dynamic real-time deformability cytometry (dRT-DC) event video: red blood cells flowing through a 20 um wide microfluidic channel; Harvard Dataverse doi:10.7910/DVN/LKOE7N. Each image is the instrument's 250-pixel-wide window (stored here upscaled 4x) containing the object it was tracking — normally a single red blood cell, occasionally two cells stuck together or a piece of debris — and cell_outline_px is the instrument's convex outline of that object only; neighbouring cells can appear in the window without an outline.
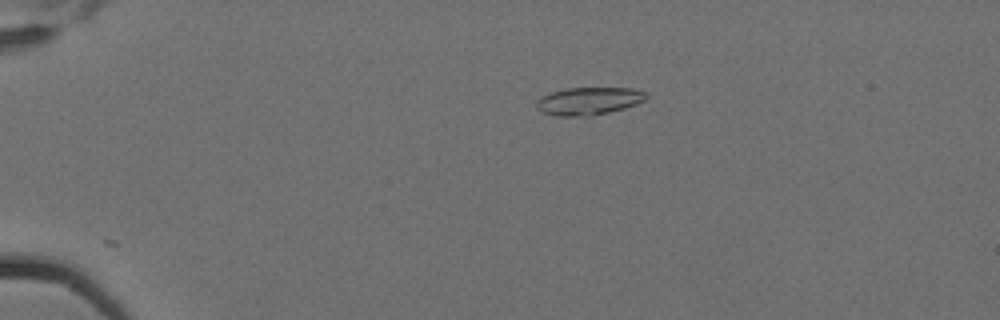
{"species": "Egyptian fruit bat (a non-hibernating species)", "species_latin": "Rousettus aegyptiacus", "temperature_condition": "cold", "stored_images_in_passage": 2, "camera_frame_rate_fps": 3000, "um_per_image_px": 0.085, "animal": {"sex": "female"}, "frame": {"image": 1, "passage_image": 1, "time_ms": 0.0, "image_size_px": [1000, 320], "cell_outline_px": [[648, 96], [644, 100], [636, 104], [624, 108], [608, 112], [588, 116], [556, 116], [544, 112], [536, 108], [536, 100], [540, 96], [552, 92], [568, 88], [632, 88], [648, 92]], "centroid_in_image_um": [50.04, 8.58], "position_along_channel_um": 35.0, "area_um2": 17.69}}